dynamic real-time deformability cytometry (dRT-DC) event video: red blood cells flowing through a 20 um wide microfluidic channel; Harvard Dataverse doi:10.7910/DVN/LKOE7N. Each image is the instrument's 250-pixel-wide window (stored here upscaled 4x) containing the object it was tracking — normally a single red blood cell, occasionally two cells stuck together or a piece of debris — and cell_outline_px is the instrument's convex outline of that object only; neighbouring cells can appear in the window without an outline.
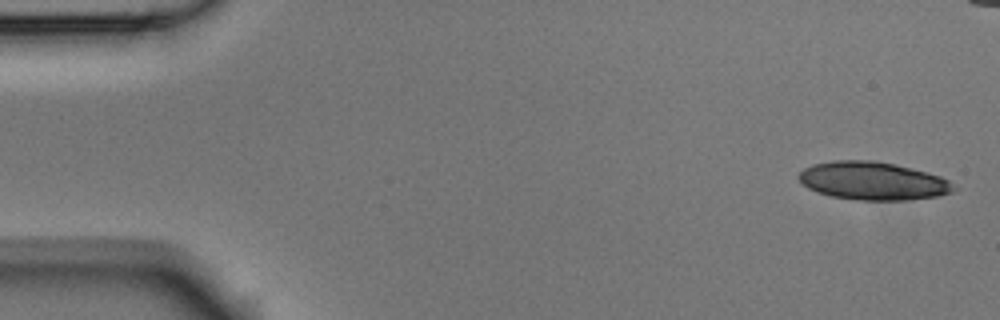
{"species": "Egyptian fruit bat (a non-hibernating species)", "species_latin": "Rousettus aegyptiacus", "temperature_condition": "room temperature", "stored_images_in_passage": 6, "camera_frame_rate_fps": 3000, "um_per_image_px": 0.085, "animal": {"sex": "male"}, "frame": {"image": 1, "passage_image": 1, "time_ms": 0.0, "image_size_px": [1000, 320], "cell_outline_px": [[960, 188], [952, 192], [936, 196], [908, 200], [860, 200], [832, 196], [816, 192], [808, 188], [796, 176], [804, 168], [812, 164], [832, 160], [872, 160], [896, 164], [940, 176], [948, 180]], "centroid_in_image_um": [74.19, 15.37], "position_along_channel_um": 10.8, "area_um2": 34.51}}